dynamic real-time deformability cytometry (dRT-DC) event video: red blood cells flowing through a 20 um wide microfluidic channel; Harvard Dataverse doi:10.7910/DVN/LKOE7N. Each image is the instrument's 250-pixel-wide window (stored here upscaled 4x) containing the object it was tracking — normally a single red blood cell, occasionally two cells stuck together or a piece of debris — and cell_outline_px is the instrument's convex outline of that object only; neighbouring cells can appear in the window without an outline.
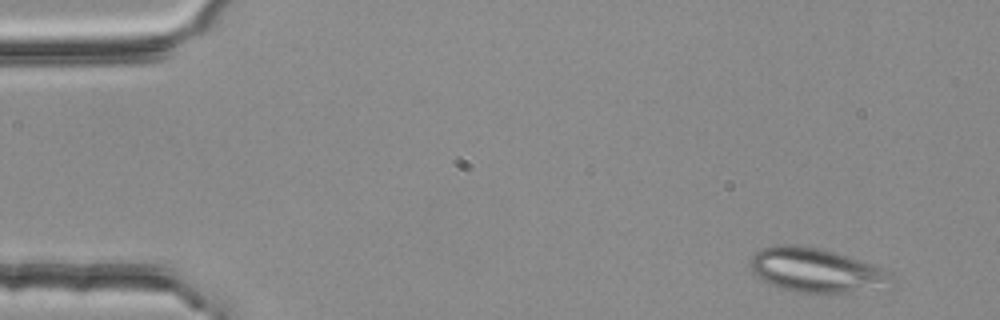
{"species": "common noctule bat (a hibernating species)", "species_latin": "Nyctalus noctula", "temperature_condition": "room temperature", "stored_images_in_passage": 3, "camera_frame_rate_fps": 3000, "um_per_image_px": 0.085, "animal": {"sex": "female", "body_mass_g": 25.1}, "frame": {"image": 1, "passage_image": 1, "time_ms": 0.0, "image_size_px": [1000, 320], "cell_outline_px": [[896, 280], [844, 292], [800, 292], [784, 288], [772, 284], [764, 280], [752, 272], [752, 256], [756, 252], [764, 248], [776, 244], [792, 244], [816, 248], [836, 252], [880, 268], [888, 272]], "centroid_in_image_um": [69.25, 22.92], "position_along_channel_um": 15.7, "area_um2": 34.51}}